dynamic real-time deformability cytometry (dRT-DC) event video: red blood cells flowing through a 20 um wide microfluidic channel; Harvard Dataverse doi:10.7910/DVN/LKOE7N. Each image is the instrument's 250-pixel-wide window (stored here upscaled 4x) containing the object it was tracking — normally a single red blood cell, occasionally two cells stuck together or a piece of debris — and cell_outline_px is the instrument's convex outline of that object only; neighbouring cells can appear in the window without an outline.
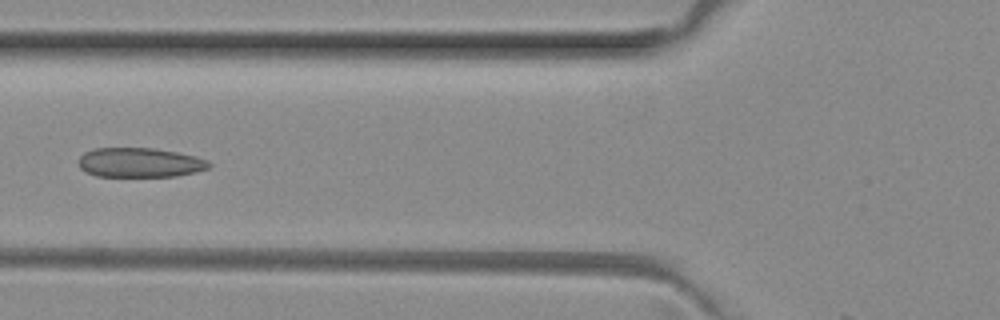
{"species": "common noctule bat (a hibernating species)", "species_latin": "Nyctalus noctula", "temperature_condition": "room temperature", "stored_images_in_passage": 6, "camera_frame_rate_fps": 3000, "um_per_image_px": 0.085, "animal": {"sex": "female", "body_mass_g": 29.2, "forearm_length_mm": 56.3}, "frame": {"image": 1, "passage_image": 5, "time_ms": 1.333, "image_size_px": [1000, 320], "cell_outline_px": [[212, 164], [208, 168], [196, 172], [176, 176], [96, 176], [84, 172], [76, 164], [80, 156], [84, 152], [92, 148], [152, 148], [176, 152], [196, 156], [208, 160]], "centroid_in_image_um": [11.84, 13.81], "position_along_channel_um": 114.0, "area_um2": 22.66}}
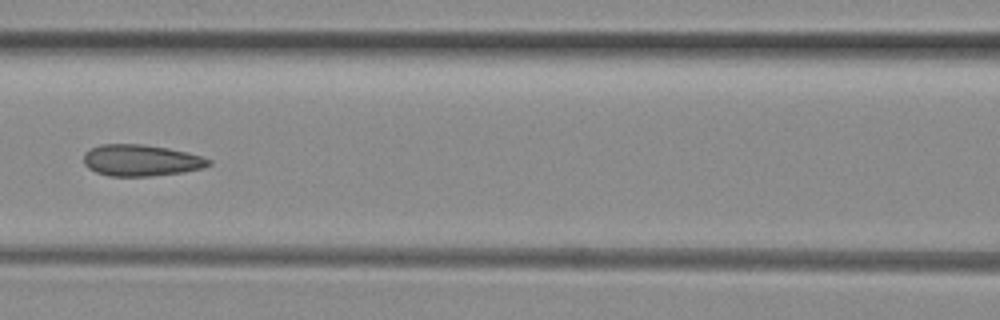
{"frame": {"image": 2, "passage_image": 6, "time_ms": 1.667, "image_size_px": [1000, 320], "cell_outline_px": [[212, 164], [204, 168], [184, 172], [152, 176], [108, 176], [96, 172], [88, 168], [84, 164], [84, 152], [100, 144], [144, 144], [168, 148], [188, 152], [212, 160]], "centroid_in_image_um": [12.0, 13.63], "position_along_channel_um": 154.6, "area_um2": 23.12}}